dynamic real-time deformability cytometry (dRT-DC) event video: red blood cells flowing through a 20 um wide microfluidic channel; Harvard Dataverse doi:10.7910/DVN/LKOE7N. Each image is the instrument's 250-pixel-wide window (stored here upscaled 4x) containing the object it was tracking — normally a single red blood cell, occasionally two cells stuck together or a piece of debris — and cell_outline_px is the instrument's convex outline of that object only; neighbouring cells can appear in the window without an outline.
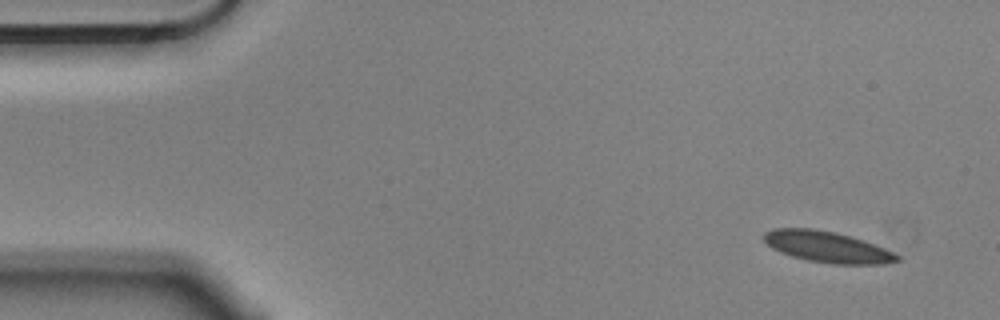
{"species": "Egyptian fruit bat (a non-hibernating species)", "species_latin": "Rousettus aegyptiacus", "temperature_condition": "cold", "stored_images_in_passage": 5, "camera_frame_rate_fps": 3000, "um_per_image_px": 0.085, "animal": {"sex": "male"}, "frame": {"image": 1, "passage_image": 1, "time_ms": 0.0, "image_size_px": [1000, 320], "cell_outline_px": [[900, 260], [884, 264], [832, 264], [808, 260], [792, 256], [780, 252], [772, 248], [764, 240], [764, 232], [772, 228], [812, 228], [836, 232], [864, 240], [876, 244], [900, 256]], "centroid_in_image_um": [70.32, 20.98], "position_along_channel_um": 14.7, "area_um2": 24.16}}
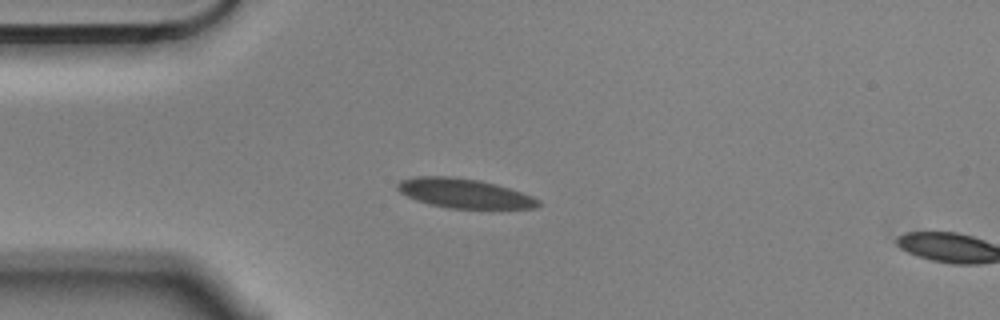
{"frame": {"image": 2, "passage_image": 4, "time_ms": 1.0, "image_size_px": [1000, 320], "cell_outline_px": [[540, 204], [536, 208], [448, 208], [428, 204], [416, 200], [400, 192], [396, 188], [396, 184], [400, 180], [416, 176], [452, 176], [480, 180], [496, 184], [532, 196], [540, 200]], "centroid_in_image_um": [39.42, 16.42], "position_along_channel_um": 45.6, "area_um2": 24.1}}